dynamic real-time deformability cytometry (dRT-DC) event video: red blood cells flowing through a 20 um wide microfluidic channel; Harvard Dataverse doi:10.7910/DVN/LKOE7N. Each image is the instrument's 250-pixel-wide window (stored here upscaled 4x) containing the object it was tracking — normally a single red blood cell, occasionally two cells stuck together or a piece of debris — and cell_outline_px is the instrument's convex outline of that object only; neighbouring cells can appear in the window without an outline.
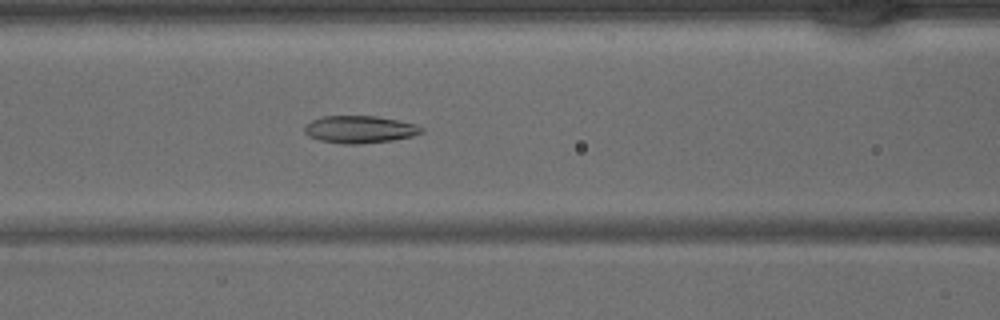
{"species": "common noctule bat (a hibernating species)", "species_latin": "Nyctalus noctula", "temperature_condition": "warm", "stored_images_in_passage": 34, "camera_frame_rate_fps": 3000, "um_per_image_px": 0.085, "animal": {"sex": "male", "body_mass_g": 15.6}, "frame": {"image": 1, "passage_image": 9, "time_ms": 2.667, "image_size_px": [1000, 320], "cell_outline_px": [[424, 132], [412, 136], [392, 140], [360, 144], [344, 144], [320, 140], [308, 136], [304, 132], [304, 124], [320, 116], [376, 116], [416, 124], [424, 128]], "centroid_in_image_um": [30.55, 10.99], "position_along_channel_um": 136.0, "area_um2": 18.73}}
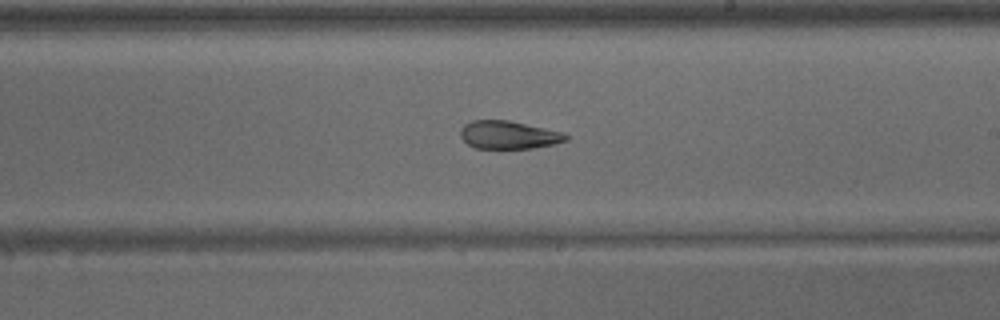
{"frame": {"image": 2, "passage_image": 16, "time_ms": 5.0, "image_size_px": [1000, 320], "cell_outline_px": [[568, 140], [552, 144], [532, 148], [476, 148], [468, 144], [460, 136], [460, 128], [464, 124], [472, 120], [508, 120], [564, 132], [568, 136]], "centroid_in_image_um": [43.22, 11.46], "position_along_channel_um": 245.8, "area_um2": 17.17}}
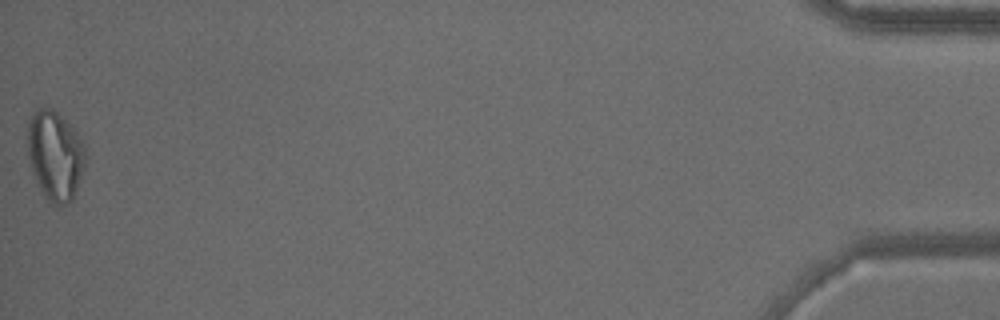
{"frame": {"image": 3, "passage_image": 34, "time_ms": 11.0, "image_size_px": [1000, 320], "cell_outline_px": [[88, 156], [72, 200], [68, 204], [56, 204], [48, 200], [40, 192], [32, 172], [28, 156], [28, 120], [32, 112], [36, 108], [52, 108], [76, 132], [84, 144]], "centroid_in_image_um": [4.68, 13.21], "position_along_channel_um": 430.5, "area_um2": 30.23}}